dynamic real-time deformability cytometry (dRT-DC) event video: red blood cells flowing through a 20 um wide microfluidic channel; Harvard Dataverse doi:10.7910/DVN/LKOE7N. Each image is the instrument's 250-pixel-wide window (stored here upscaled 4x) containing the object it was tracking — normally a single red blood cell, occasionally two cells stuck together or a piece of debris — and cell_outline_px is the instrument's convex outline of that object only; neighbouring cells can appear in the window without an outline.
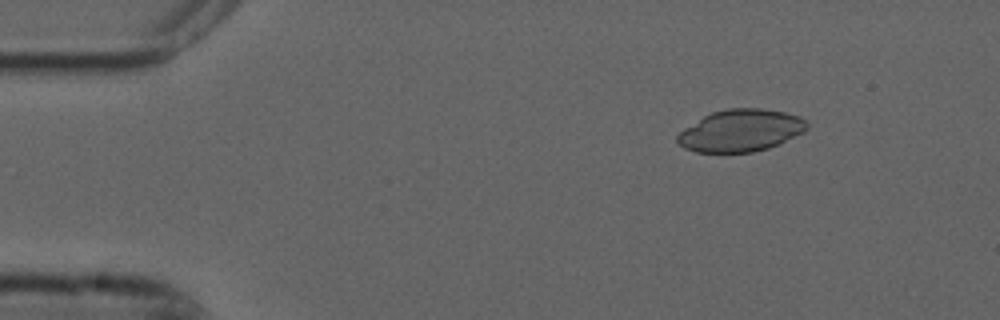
{"species": "common noctule bat (a hibernating species)", "species_latin": "Nyctalus noctula", "temperature_condition": "cold", "stored_images_in_passage": 5, "camera_frame_rate_fps": 3000, "um_per_image_px": 0.085, "animal": {"sex": "male", "forearm_length_mm": 52.5}, "frame": {"image": 1, "passage_image": 2, "time_ms": 0.333, "image_size_px": [1000, 320], "cell_outline_px": [[808, 128], [804, 132], [768, 148], [752, 152], [696, 152], [684, 148], [676, 140], [676, 136], [684, 128], [704, 116], [712, 112], [728, 108], [760, 108], [784, 112], [796, 116], [804, 120], [808, 124]], "centroid_in_image_um": [62.94, 11.1], "position_along_channel_um": 22.1, "area_um2": 31.5}}